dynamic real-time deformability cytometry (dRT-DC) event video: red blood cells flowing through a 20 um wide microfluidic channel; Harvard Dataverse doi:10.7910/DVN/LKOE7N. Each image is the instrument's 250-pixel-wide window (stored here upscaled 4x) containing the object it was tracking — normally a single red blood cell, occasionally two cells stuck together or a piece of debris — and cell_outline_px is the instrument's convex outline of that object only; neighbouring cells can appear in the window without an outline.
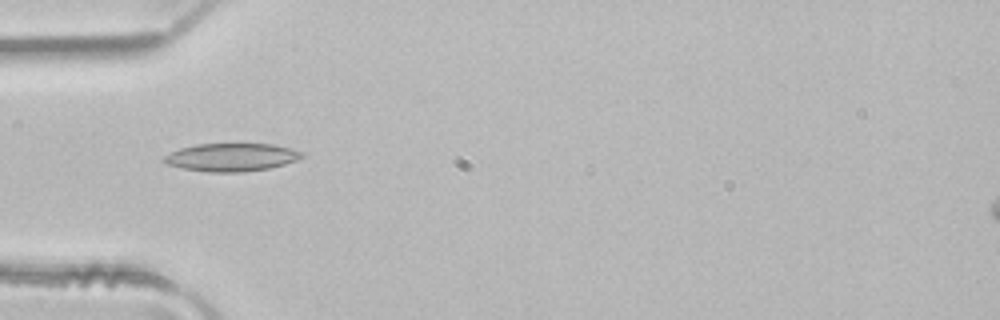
{"species": "common noctule bat (a hibernating species)", "species_latin": "Nyctalus noctula", "temperature_condition": "room temperature", "stored_images_in_passage": 1, "camera_frame_rate_fps": 3000, "um_per_image_px": 0.085, "animal": {"sex": "male", "body_mass_g": 21.5, "forearm_length_mm": 52.0}, "frame": {"image": 1, "passage_image": 1, "time_ms": 0.0, "image_size_px": [1000, 320], "cell_outline_px": [[304, 156], [296, 160], [284, 164], [268, 168], [244, 172], [208, 172], [180, 168], [168, 164], [164, 160], [164, 156], [180, 148], [196, 144], [272, 144], [304, 152]], "centroid_in_image_um": [19.67, 13.37], "position_along_channel_um": 65.3, "area_um2": 22.31}}